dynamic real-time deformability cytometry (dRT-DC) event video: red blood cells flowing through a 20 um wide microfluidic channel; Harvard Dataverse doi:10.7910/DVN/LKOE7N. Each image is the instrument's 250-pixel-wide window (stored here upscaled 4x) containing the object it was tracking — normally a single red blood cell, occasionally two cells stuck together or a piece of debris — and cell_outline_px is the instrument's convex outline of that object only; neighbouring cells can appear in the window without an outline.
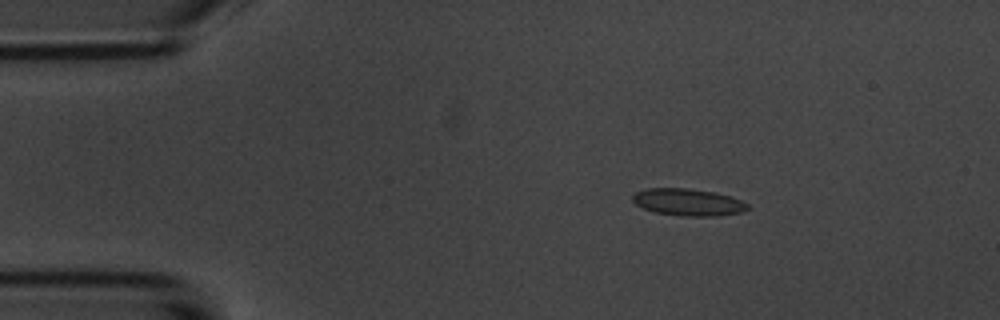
{"species": "common noctule bat (a hibernating species)", "species_latin": "Nyctalus noctula", "temperature_condition": "room temperature", "stored_images_in_passage": 4, "camera_frame_rate_fps": 3000, "um_per_image_px": 0.085, "animal": {"sex": "male", "body_mass_g": 20.1, "forearm_length_mm": 53.5}, "frame": {"image": 1, "passage_image": 2, "time_ms": 1.333, "image_size_px": [1000, 320], "cell_outline_px": [[748, 208], [740, 212], [712, 216], [680, 216], [656, 212], [644, 208], [636, 204], [632, 200], [632, 196], [636, 192], [644, 188], [688, 188], [712, 192], [728, 196], [740, 200], [748, 204]], "centroid_in_image_um": [58.43, 17.18], "position_along_channel_um": 26.6, "area_um2": 17.86}}